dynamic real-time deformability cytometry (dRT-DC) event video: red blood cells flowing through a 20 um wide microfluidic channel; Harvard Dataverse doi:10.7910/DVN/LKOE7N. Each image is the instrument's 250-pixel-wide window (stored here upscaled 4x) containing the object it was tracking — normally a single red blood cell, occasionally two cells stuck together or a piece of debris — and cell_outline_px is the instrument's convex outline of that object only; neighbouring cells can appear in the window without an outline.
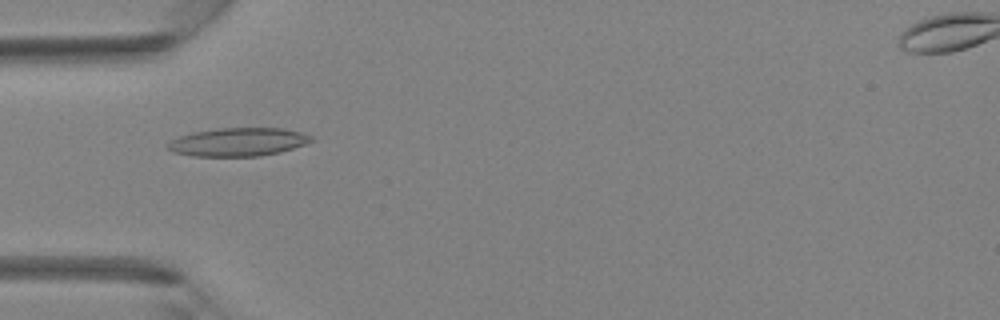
{"species": "Egyptian fruit bat (a non-hibernating species)", "species_latin": "Rousettus aegyptiacus", "temperature_condition": "room temperature", "stored_images_in_passage": 43, "camera_frame_rate_fps": 3000, "um_per_image_px": 0.085, "animal": {"sex": "female"}, "frame": {"image": 1, "passage_image": 14, "time_ms": 4.333, "image_size_px": [1000, 320], "cell_outline_px": [[316, 140], [280, 152], [260, 156], [192, 156], [172, 152], [168, 148], [168, 144], [172, 140], [180, 136], [192, 132], [220, 128], [284, 128], [300, 132], [312, 136]], "centroid_in_image_um": [20.26, 12.07], "position_along_channel_um": 64.7, "area_um2": 23.64}}
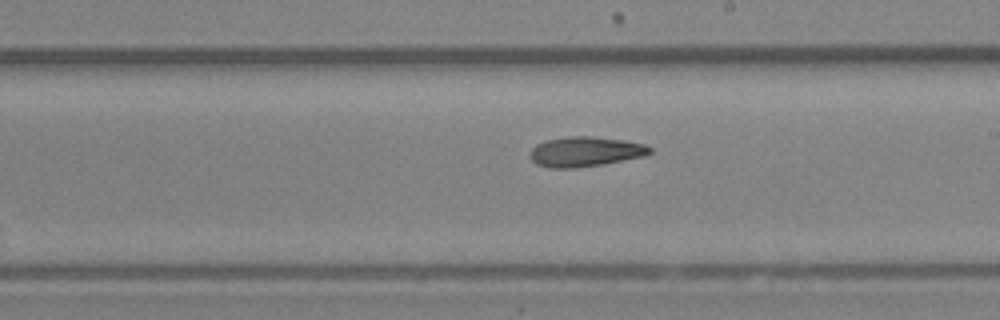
{"frame": {"image": 2, "passage_image": 25, "time_ms": 8.0, "image_size_px": [1000, 320], "cell_outline_px": [[652, 152], [644, 156], [600, 164], [576, 168], [548, 168], [536, 164], [532, 160], [532, 148], [536, 144], [544, 140], [568, 136], [592, 136], [624, 140], [644, 144], [652, 148]], "centroid_in_image_um": [49.74, 12.88], "position_along_channel_um": 239.3, "area_um2": 20.81}}
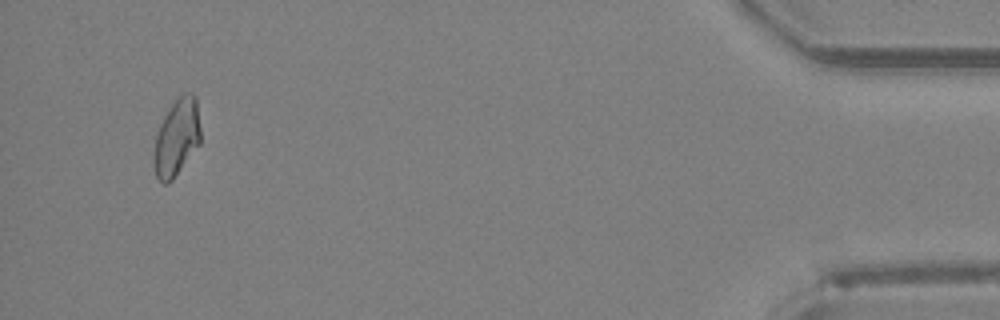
{"frame": {"image": 3, "passage_image": 41, "time_ms": 13.333, "image_size_px": [1000, 320], "cell_outline_px": [[200, 144], [172, 180], [168, 184], [164, 184], [156, 176], [152, 164], [152, 160], [156, 136], [160, 124], [164, 116], [172, 104], [184, 92], [188, 92], [196, 96], [200, 128]], "centroid_in_image_um": [15.01, 11.71], "position_along_channel_um": 420.2, "area_um2": 20.98}}